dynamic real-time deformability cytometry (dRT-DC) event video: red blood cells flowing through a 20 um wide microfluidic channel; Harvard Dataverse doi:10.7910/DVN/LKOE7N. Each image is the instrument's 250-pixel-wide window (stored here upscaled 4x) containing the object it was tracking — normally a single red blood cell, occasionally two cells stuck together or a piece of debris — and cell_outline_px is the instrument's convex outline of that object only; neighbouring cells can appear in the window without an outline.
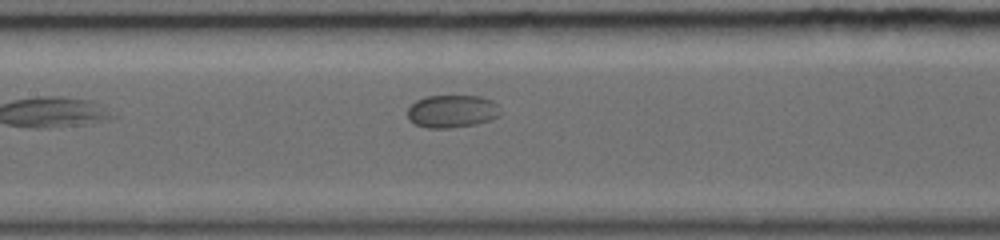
{"species": "common noctule bat (a hibernating species)", "species_latin": "Nyctalus noctula", "temperature_condition": "warm", "stored_images_in_passage": 8, "camera_frame_rate_fps": 5000, "um_per_image_px": 0.085, "animal": {"sex": "female", "body_mass_g": 19.0, "forearm_length_mm": 56.7}, "frame": {"image": 1, "passage_image": 8, "time_ms": 4.4, "image_size_px": [1000, 240], "cell_outline_px": [[500, 116], [492, 120], [476, 124], [448, 128], [428, 128], [416, 124], [408, 120], [408, 108], [416, 100], [424, 96], [480, 96], [492, 100], [500, 104]], "centroid_in_image_um": [38.46, 9.45], "position_along_channel_um": 168.9, "area_um2": 17.98}}